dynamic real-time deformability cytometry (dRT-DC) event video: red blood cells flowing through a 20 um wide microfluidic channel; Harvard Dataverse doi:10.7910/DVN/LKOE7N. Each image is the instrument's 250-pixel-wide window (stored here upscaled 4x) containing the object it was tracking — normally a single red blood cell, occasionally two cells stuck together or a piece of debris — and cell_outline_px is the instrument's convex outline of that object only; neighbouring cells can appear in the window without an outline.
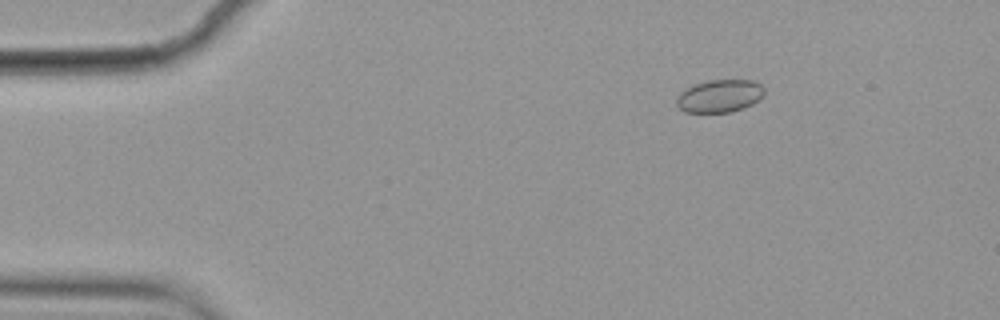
{"species": "common noctule bat (a hibernating species)", "species_latin": "Nyctalus noctula", "temperature_condition": "cold", "stored_images_in_passage": 57, "camera_frame_rate_fps": 3000, "um_per_image_px": 0.085, "animal": {"sex": "female", "body_mass_g": 19.9}, "frame": {"image": 1, "passage_image": 9, "time_ms": 2.667, "image_size_px": [1000, 320], "cell_outline_px": [[764, 96], [752, 104], [744, 108], [732, 112], [684, 112], [676, 104], [676, 96], [680, 92], [696, 84], [708, 80], [752, 80], [760, 84], [764, 88]], "centroid_in_image_um": [61.18, 8.16], "position_along_channel_um": 23.8, "area_um2": 16.76}}
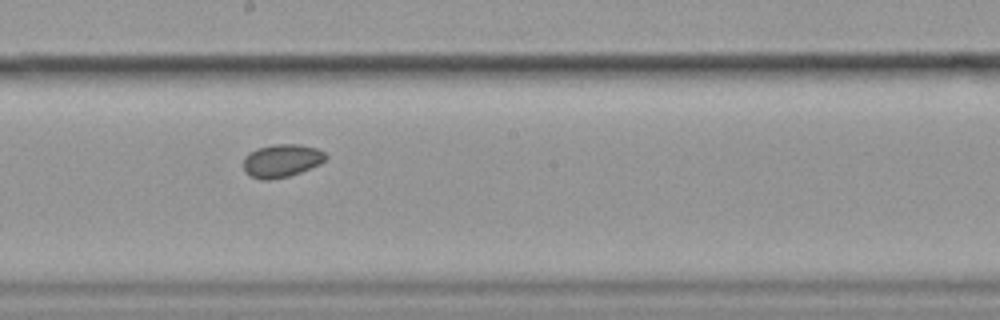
{"frame": {"image": 2, "passage_image": 32, "time_ms": 10.333, "image_size_px": [1000, 320], "cell_outline_px": [[328, 156], [320, 164], [300, 172], [288, 176], [272, 180], [260, 180], [248, 176], [244, 172], [244, 156], [248, 152], [256, 148], [276, 144], [300, 144], [316, 148], [324, 152]], "centroid_in_image_um": [23.9, 13.66], "position_along_channel_um": 224.3, "area_um2": 16.07}}
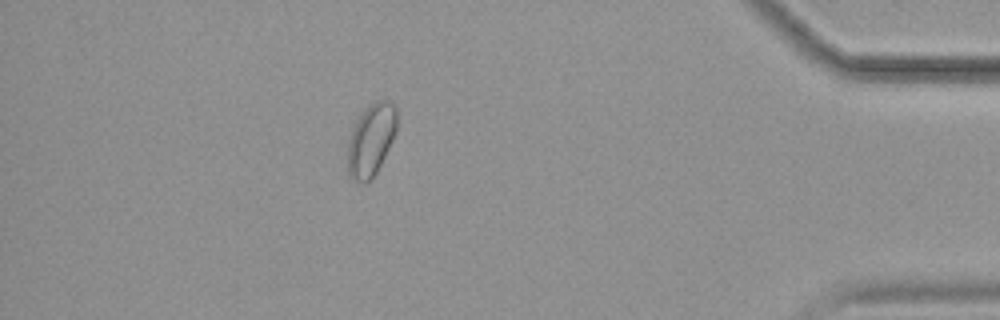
{"frame": {"image": 3, "passage_image": 51, "time_ms": 16.667, "image_size_px": [1000, 320], "cell_outline_px": [[396, 128], [392, 140], [376, 172], [364, 184], [348, 176], [348, 140], [352, 128], [356, 120], [368, 104], [376, 100], [388, 100], [396, 108]], "centroid_in_image_um": [31.51, 11.85], "position_along_channel_um": 403.7, "area_um2": 20.4}, "authors_computed_cell_mechanics": {"area_um2": 16.6464, "velocity_mm_per_s": 3.5288, "shape_relaxation_time_tau1_ms": null, "shape_relaxation_time_tau2_ms": 4.1683, "deformation_change_tau1": null, "deformation_change_tau2": 0.044}}